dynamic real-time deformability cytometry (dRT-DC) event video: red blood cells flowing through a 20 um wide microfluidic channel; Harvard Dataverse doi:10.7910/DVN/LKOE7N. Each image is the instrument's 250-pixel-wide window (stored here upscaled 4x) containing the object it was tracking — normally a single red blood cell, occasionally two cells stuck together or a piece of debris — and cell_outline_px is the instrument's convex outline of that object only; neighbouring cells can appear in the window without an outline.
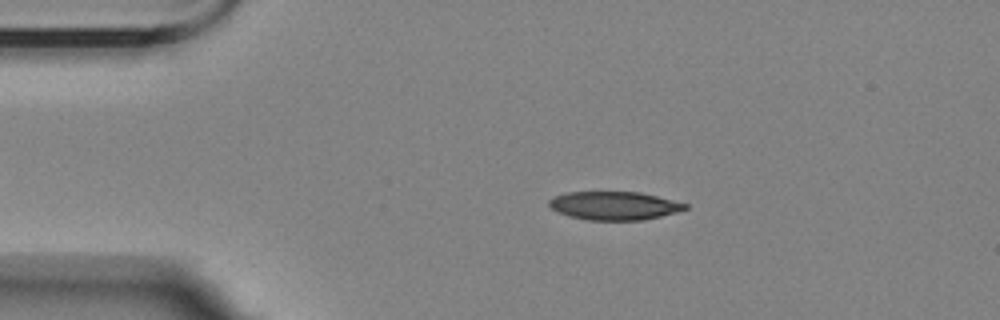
{"species": "Egyptian fruit bat (a non-hibernating species)", "species_latin": "Rousettus aegyptiacus", "temperature_condition": "room temperature", "stored_images_in_passage": 7, "camera_frame_rate_fps": 3000, "um_per_image_px": 0.085, "animal": {"sex": "female"}, "frame": {"image": 1, "passage_image": 3, "time_ms": 2.333, "image_size_px": [1000, 320], "cell_outline_px": [[688, 208], [676, 212], [644, 220], [588, 220], [568, 216], [556, 212], [548, 204], [548, 200], [552, 196], [568, 192], [640, 192], [688, 204]], "centroid_in_image_um": [52.16, 17.48], "position_along_channel_um": 32.8, "area_um2": 22.54}}
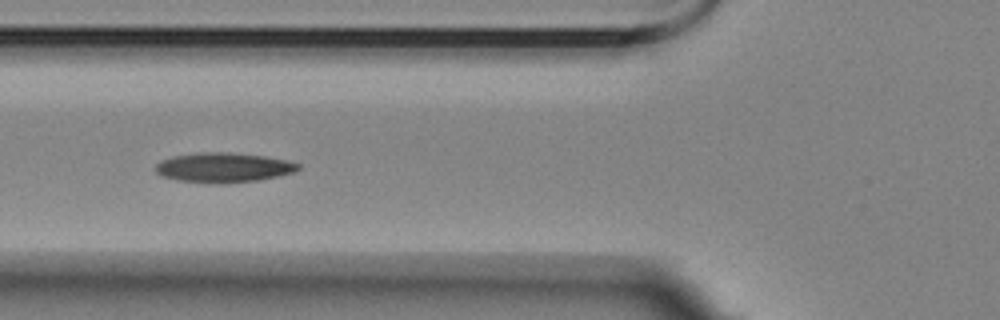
{"frame": {"image": 2, "passage_image": 6, "time_ms": 5.667, "image_size_px": [1000, 320], "cell_outline_px": [[300, 168], [292, 172], [260, 180], [224, 184], [220, 184], [176, 180], [160, 176], [156, 172], [156, 164], [160, 160], [176, 156], [200, 152], [228, 152], [264, 156], [284, 160], [300, 164]], "centroid_in_image_um": [18.95, 14.25], "position_along_channel_um": 106.8, "area_um2": 24.62}}
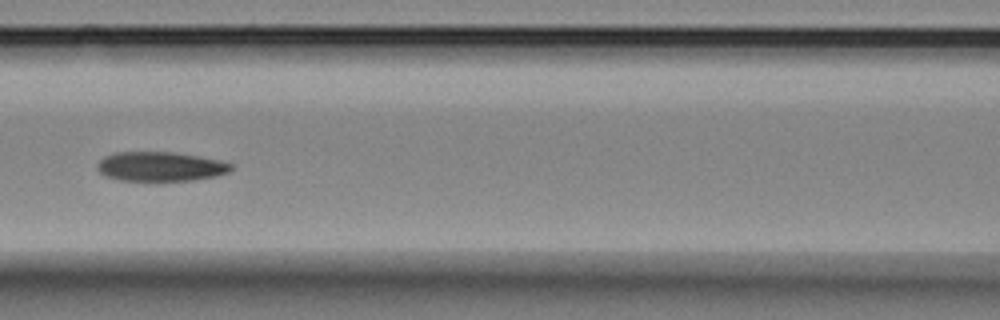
{"frame": {"image": 3, "passage_image": 7, "time_ms": 7.0, "image_size_px": [1000, 320], "cell_outline_px": [[232, 168], [228, 172], [216, 176], [192, 180], [120, 180], [104, 176], [96, 168], [96, 164], [104, 156], [116, 152], [172, 152], [200, 156], [220, 160], [232, 164]], "centroid_in_image_um": [13.61, 14.14], "position_along_channel_um": 153.0, "area_um2": 22.89}}